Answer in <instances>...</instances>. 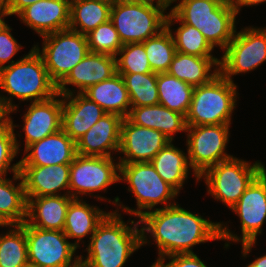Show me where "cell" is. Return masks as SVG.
Wrapping results in <instances>:
<instances>
[{"instance_id":"6da1fadb","label":"cell","mask_w":266,"mask_h":267,"mask_svg":"<svg viewBox=\"0 0 266 267\" xmlns=\"http://www.w3.org/2000/svg\"><path fill=\"white\" fill-rule=\"evenodd\" d=\"M142 225V246L149 242L147 233L158 247L157 262H165L172 254L194 253L193 246L220 240V222H212L175 204L146 212L139 220ZM147 231V232H146ZM148 240V241H147Z\"/></svg>"},{"instance_id":"7a4b0ae2","label":"cell","mask_w":266,"mask_h":267,"mask_svg":"<svg viewBox=\"0 0 266 267\" xmlns=\"http://www.w3.org/2000/svg\"><path fill=\"white\" fill-rule=\"evenodd\" d=\"M115 211V212H114ZM108 212L90 237L87 258L80 256L85 267H123L127 259L142 246L139 220L124 222L119 210ZM84 259V260H83Z\"/></svg>"},{"instance_id":"3957f363","label":"cell","mask_w":266,"mask_h":267,"mask_svg":"<svg viewBox=\"0 0 266 267\" xmlns=\"http://www.w3.org/2000/svg\"><path fill=\"white\" fill-rule=\"evenodd\" d=\"M0 88L10 95L9 98L0 95L10 113L18 107L11 97L39 102L57 94V85L50 79L44 61L34 47L22 59L0 69Z\"/></svg>"},{"instance_id":"277c9868","label":"cell","mask_w":266,"mask_h":267,"mask_svg":"<svg viewBox=\"0 0 266 267\" xmlns=\"http://www.w3.org/2000/svg\"><path fill=\"white\" fill-rule=\"evenodd\" d=\"M177 0H171V3ZM171 11L184 23L202 32L214 48L223 51L236 33L237 12L233 7L215 0H181Z\"/></svg>"},{"instance_id":"5b68a950","label":"cell","mask_w":266,"mask_h":267,"mask_svg":"<svg viewBox=\"0 0 266 267\" xmlns=\"http://www.w3.org/2000/svg\"><path fill=\"white\" fill-rule=\"evenodd\" d=\"M119 164V180L128 183V191L135 195L137 209L123 206L119 197H115L112 204L115 203L114 205L120 206L129 215L138 218H141L149 210L152 211L160 203L164 205L162 206L164 208L176 204V202L171 203L170 200H174L179 193L161 178L151 162Z\"/></svg>"},{"instance_id":"8992f818","label":"cell","mask_w":266,"mask_h":267,"mask_svg":"<svg viewBox=\"0 0 266 267\" xmlns=\"http://www.w3.org/2000/svg\"><path fill=\"white\" fill-rule=\"evenodd\" d=\"M237 86L221 73L193 89L186 115L187 126L231 124L237 99Z\"/></svg>"},{"instance_id":"52a82bcc","label":"cell","mask_w":266,"mask_h":267,"mask_svg":"<svg viewBox=\"0 0 266 267\" xmlns=\"http://www.w3.org/2000/svg\"><path fill=\"white\" fill-rule=\"evenodd\" d=\"M171 5L116 0L110 20L122 44L144 42L166 27L165 10Z\"/></svg>"},{"instance_id":"ba28073f","label":"cell","mask_w":266,"mask_h":267,"mask_svg":"<svg viewBox=\"0 0 266 267\" xmlns=\"http://www.w3.org/2000/svg\"><path fill=\"white\" fill-rule=\"evenodd\" d=\"M231 210L240 218L242 237L234 235L220 223V240L242 242V256L247 257L266 220V169L252 181Z\"/></svg>"},{"instance_id":"9c48e42d","label":"cell","mask_w":266,"mask_h":267,"mask_svg":"<svg viewBox=\"0 0 266 267\" xmlns=\"http://www.w3.org/2000/svg\"><path fill=\"white\" fill-rule=\"evenodd\" d=\"M264 169L262 162L251 165L233 157L208 168L199 179L204 177L208 193L231 209Z\"/></svg>"},{"instance_id":"30bf717a","label":"cell","mask_w":266,"mask_h":267,"mask_svg":"<svg viewBox=\"0 0 266 267\" xmlns=\"http://www.w3.org/2000/svg\"><path fill=\"white\" fill-rule=\"evenodd\" d=\"M43 37L41 55L50 79L58 85L68 73L90 52L86 35L70 28Z\"/></svg>"},{"instance_id":"8fae6325","label":"cell","mask_w":266,"mask_h":267,"mask_svg":"<svg viewBox=\"0 0 266 267\" xmlns=\"http://www.w3.org/2000/svg\"><path fill=\"white\" fill-rule=\"evenodd\" d=\"M230 124L187 126V155L197 182L208 168L233 158L225 152Z\"/></svg>"},{"instance_id":"7c38bea8","label":"cell","mask_w":266,"mask_h":267,"mask_svg":"<svg viewBox=\"0 0 266 267\" xmlns=\"http://www.w3.org/2000/svg\"><path fill=\"white\" fill-rule=\"evenodd\" d=\"M28 263L39 267H77L80 256H73L77 247L68 241L64 231L46 230L25 222Z\"/></svg>"},{"instance_id":"4fadbf2b","label":"cell","mask_w":266,"mask_h":267,"mask_svg":"<svg viewBox=\"0 0 266 267\" xmlns=\"http://www.w3.org/2000/svg\"><path fill=\"white\" fill-rule=\"evenodd\" d=\"M266 61V27H246L236 32L220 59L219 71L229 81L232 76L254 70Z\"/></svg>"},{"instance_id":"5bb4252c","label":"cell","mask_w":266,"mask_h":267,"mask_svg":"<svg viewBox=\"0 0 266 267\" xmlns=\"http://www.w3.org/2000/svg\"><path fill=\"white\" fill-rule=\"evenodd\" d=\"M114 161L113 157L77 154L70 164L68 194L73 199H79V195L105 191L111 184L120 182V164Z\"/></svg>"},{"instance_id":"9a60e30c","label":"cell","mask_w":266,"mask_h":267,"mask_svg":"<svg viewBox=\"0 0 266 267\" xmlns=\"http://www.w3.org/2000/svg\"><path fill=\"white\" fill-rule=\"evenodd\" d=\"M169 142L171 140L160 131L138 126L123 118L119 152L125 158L119 157L118 163L150 162Z\"/></svg>"},{"instance_id":"2e32d148","label":"cell","mask_w":266,"mask_h":267,"mask_svg":"<svg viewBox=\"0 0 266 267\" xmlns=\"http://www.w3.org/2000/svg\"><path fill=\"white\" fill-rule=\"evenodd\" d=\"M116 73V56L89 52L57 85V93L76 95L74 90L66 87L68 84L77 87L78 93H83L90 86L109 79Z\"/></svg>"},{"instance_id":"e0dca14e","label":"cell","mask_w":266,"mask_h":267,"mask_svg":"<svg viewBox=\"0 0 266 267\" xmlns=\"http://www.w3.org/2000/svg\"><path fill=\"white\" fill-rule=\"evenodd\" d=\"M30 104L23 116L25 149L62 129L63 95L57 93L50 99Z\"/></svg>"},{"instance_id":"ac0fdd59","label":"cell","mask_w":266,"mask_h":267,"mask_svg":"<svg viewBox=\"0 0 266 267\" xmlns=\"http://www.w3.org/2000/svg\"><path fill=\"white\" fill-rule=\"evenodd\" d=\"M122 120L120 115L104 114L76 141L77 154L112 157L111 151L119 152Z\"/></svg>"},{"instance_id":"d6986e66","label":"cell","mask_w":266,"mask_h":267,"mask_svg":"<svg viewBox=\"0 0 266 267\" xmlns=\"http://www.w3.org/2000/svg\"><path fill=\"white\" fill-rule=\"evenodd\" d=\"M28 153V154H27ZM20 166L71 164L77 155L76 142L63 129L29 145Z\"/></svg>"},{"instance_id":"ffe728a7","label":"cell","mask_w":266,"mask_h":267,"mask_svg":"<svg viewBox=\"0 0 266 267\" xmlns=\"http://www.w3.org/2000/svg\"><path fill=\"white\" fill-rule=\"evenodd\" d=\"M71 0H41L17 16L39 36L69 28Z\"/></svg>"},{"instance_id":"44dd1931","label":"cell","mask_w":266,"mask_h":267,"mask_svg":"<svg viewBox=\"0 0 266 267\" xmlns=\"http://www.w3.org/2000/svg\"><path fill=\"white\" fill-rule=\"evenodd\" d=\"M26 197L57 196L69 190L70 164L20 166Z\"/></svg>"},{"instance_id":"7402d4cb","label":"cell","mask_w":266,"mask_h":267,"mask_svg":"<svg viewBox=\"0 0 266 267\" xmlns=\"http://www.w3.org/2000/svg\"><path fill=\"white\" fill-rule=\"evenodd\" d=\"M63 98L62 129L76 142L106 112L83 93L63 95Z\"/></svg>"},{"instance_id":"603a6c76","label":"cell","mask_w":266,"mask_h":267,"mask_svg":"<svg viewBox=\"0 0 266 267\" xmlns=\"http://www.w3.org/2000/svg\"><path fill=\"white\" fill-rule=\"evenodd\" d=\"M29 226L46 230L63 231L66 212L73 198L66 194L57 196L26 197Z\"/></svg>"},{"instance_id":"cb8c5ba5","label":"cell","mask_w":266,"mask_h":267,"mask_svg":"<svg viewBox=\"0 0 266 267\" xmlns=\"http://www.w3.org/2000/svg\"><path fill=\"white\" fill-rule=\"evenodd\" d=\"M127 118L138 126L160 131L171 141H173L175 133L186 132L187 129L184 115L172 111L161 104L131 107Z\"/></svg>"},{"instance_id":"d4e9b609","label":"cell","mask_w":266,"mask_h":267,"mask_svg":"<svg viewBox=\"0 0 266 267\" xmlns=\"http://www.w3.org/2000/svg\"><path fill=\"white\" fill-rule=\"evenodd\" d=\"M91 101L97 103L106 113L127 118L131 109L128 90L119 73L109 79L90 86L83 92Z\"/></svg>"},{"instance_id":"484cf974","label":"cell","mask_w":266,"mask_h":267,"mask_svg":"<svg viewBox=\"0 0 266 267\" xmlns=\"http://www.w3.org/2000/svg\"><path fill=\"white\" fill-rule=\"evenodd\" d=\"M219 63L220 58L217 57H198L176 52L167 73L196 87L210 82L220 73Z\"/></svg>"},{"instance_id":"4316f807","label":"cell","mask_w":266,"mask_h":267,"mask_svg":"<svg viewBox=\"0 0 266 267\" xmlns=\"http://www.w3.org/2000/svg\"><path fill=\"white\" fill-rule=\"evenodd\" d=\"M13 180L21 181L15 186ZM26 218L27 199L20 172L14 173L12 180L0 177V225H20Z\"/></svg>"},{"instance_id":"83f0119b","label":"cell","mask_w":266,"mask_h":267,"mask_svg":"<svg viewBox=\"0 0 266 267\" xmlns=\"http://www.w3.org/2000/svg\"><path fill=\"white\" fill-rule=\"evenodd\" d=\"M96 206H90L81 199H73L66 212L64 233L68 239L76 238L74 245L78 248L79 241L84 237L94 234L99 223L107 215Z\"/></svg>"},{"instance_id":"f1b7e54d","label":"cell","mask_w":266,"mask_h":267,"mask_svg":"<svg viewBox=\"0 0 266 267\" xmlns=\"http://www.w3.org/2000/svg\"><path fill=\"white\" fill-rule=\"evenodd\" d=\"M150 162L161 178L179 193L191 168L188 155L171 141Z\"/></svg>"},{"instance_id":"f546056e","label":"cell","mask_w":266,"mask_h":267,"mask_svg":"<svg viewBox=\"0 0 266 267\" xmlns=\"http://www.w3.org/2000/svg\"><path fill=\"white\" fill-rule=\"evenodd\" d=\"M111 8V3L103 1L71 0L69 28L86 35L110 20Z\"/></svg>"},{"instance_id":"4dcf8cb0","label":"cell","mask_w":266,"mask_h":267,"mask_svg":"<svg viewBox=\"0 0 266 267\" xmlns=\"http://www.w3.org/2000/svg\"><path fill=\"white\" fill-rule=\"evenodd\" d=\"M159 104L186 117L194 87L165 73H157Z\"/></svg>"},{"instance_id":"1f68e13d","label":"cell","mask_w":266,"mask_h":267,"mask_svg":"<svg viewBox=\"0 0 266 267\" xmlns=\"http://www.w3.org/2000/svg\"><path fill=\"white\" fill-rule=\"evenodd\" d=\"M179 21L180 26L173 32L170 29L173 22ZM166 27L171 31L176 51L182 54L198 57H213V47L209 44L202 32L197 28L184 24L172 11L167 13Z\"/></svg>"},{"instance_id":"d6a6232c","label":"cell","mask_w":266,"mask_h":267,"mask_svg":"<svg viewBox=\"0 0 266 267\" xmlns=\"http://www.w3.org/2000/svg\"><path fill=\"white\" fill-rule=\"evenodd\" d=\"M128 90L131 107L159 104L157 73H119Z\"/></svg>"},{"instance_id":"836d02e7","label":"cell","mask_w":266,"mask_h":267,"mask_svg":"<svg viewBox=\"0 0 266 267\" xmlns=\"http://www.w3.org/2000/svg\"><path fill=\"white\" fill-rule=\"evenodd\" d=\"M0 234V267H25L28 264L25 222Z\"/></svg>"},{"instance_id":"e575fe53","label":"cell","mask_w":266,"mask_h":267,"mask_svg":"<svg viewBox=\"0 0 266 267\" xmlns=\"http://www.w3.org/2000/svg\"><path fill=\"white\" fill-rule=\"evenodd\" d=\"M142 43L152 72H167L177 52L171 31L165 27L157 35Z\"/></svg>"},{"instance_id":"d590c367","label":"cell","mask_w":266,"mask_h":267,"mask_svg":"<svg viewBox=\"0 0 266 267\" xmlns=\"http://www.w3.org/2000/svg\"><path fill=\"white\" fill-rule=\"evenodd\" d=\"M86 38L91 53L117 56L123 46L111 20L90 31L86 34Z\"/></svg>"},{"instance_id":"8d00e7d4","label":"cell","mask_w":266,"mask_h":267,"mask_svg":"<svg viewBox=\"0 0 266 267\" xmlns=\"http://www.w3.org/2000/svg\"><path fill=\"white\" fill-rule=\"evenodd\" d=\"M120 55V57H117ZM116 56L117 73H151L142 42L123 44Z\"/></svg>"},{"instance_id":"74e56055","label":"cell","mask_w":266,"mask_h":267,"mask_svg":"<svg viewBox=\"0 0 266 267\" xmlns=\"http://www.w3.org/2000/svg\"><path fill=\"white\" fill-rule=\"evenodd\" d=\"M17 127L10 119V124L0 130V177L7 175V172L19 173L20 162L10 166L11 162L17 156L19 149L18 140L14 134V128Z\"/></svg>"},{"instance_id":"f35d334b","label":"cell","mask_w":266,"mask_h":267,"mask_svg":"<svg viewBox=\"0 0 266 267\" xmlns=\"http://www.w3.org/2000/svg\"><path fill=\"white\" fill-rule=\"evenodd\" d=\"M11 30L12 29L7 26L0 32V69L16 62L14 60L11 61V58H13L22 47L12 36ZM6 63H8V65H5Z\"/></svg>"},{"instance_id":"ab89813d","label":"cell","mask_w":266,"mask_h":267,"mask_svg":"<svg viewBox=\"0 0 266 267\" xmlns=\"http://www.w3.org/2000/svg\"><path fill=\"white\" fill-rule=\"evenodd\" d=\"M166 257L169 262H157L160 267H207L195 253L172 254Z\"/></svg>"},{"instance_id":"60d3db41","label":"cell","mask_w":266,"mask_h":267,"mask_svg":"<svg viewBox=\"0 0 266 267\" xmlns=\"http://www.w3.org/2000/svg\"><path fill=\"white\" fill-rule=\"evenodd\" d=\"M39 1L41 0H6L4 5L12 16L14 14L18 15L23 9Z\"/></svg>"},{"instance_id":"b9f144b4","label":"cell","mask_w":266,"mask_h":267,"mask_svg":"<svg viewBox=\"0 0 266 267\" xmlns=\"http://www.w3.org/2000/svg\"><path fill=\"white\" fill-rule=\"evenodd\" d=\"M10 109L0 99V130L6 128L10 124Z\"/></svg>"},{"instance_id":"7bdbcfd3","label":"cell","mask_w":266,"mask_h":267,"mask_svg":"<svg viewBox=\"0 0 266 267\" xmlns=\"http://www.w3.org/2000/svg\"><path fill=\"white\" fill-rule=\"evenodd\" d=\"M263 2H266V0H236L234 9L236 10L238 14L241 7L243 6H254V5H259Z\"/></svg>"},{"instance_id":"ee69618b","label":"cell","mask_w":266,"mask_h":267,"mask_svg":"<svg viewBox=\"0 0 266 267\" xmlns=\"http://www.w3.org/2000/svg\"><path fill=\"white\" fill-rule=\"evenodd\" d=\"M6 16H11L7 11L4 3H0V32L8 26L3 20Z\"/></svg>"},{"instance_id":"f6af8a7d","label":"cell","mask_w":266,"mask_h":267,"mask_svg":"<svg viewBox=\"0 0 266 267\" xmlns=\"http://www.w3.org/2000/svg\"><path fill=\"white\" fill-rule=\"evenodd\" d=\"M246 267H266V255L255 258V260Z\"/></svg>"},{"instance_id":"bcb514c9","label":"cell","mask_w":266,"mask_h":267,"mask_svg":"<svg viewBox=\"0 0 266 267\" xmlns=\"http://www.w3.org/2000/svg\"><path fill=\"white\" fill-rule=\"evenodd\" d=\"M126 1H135V2H146L154 4L155 0H126ZM171 0H156V5H171Z\"/></svg>"},{"instance_id":"7dc6e473","label":"cell","mask_w":266,"mask_h":267,"mask_svg":"<svg viewBox=\"0 0 266 267\" xmlns=\"http://www.w3.org/2000/svg\"><path fill=\"white\" fill-rule=\"evenodd\" d=\"M215 1H217L220 4H224V5L233 7V8H234L235 2H236V0H215Z\"/></svg>"},{"instance_id":"c3c4849f","label":"cell","mask_w":266,"mask_h":267,"mask_svg":"<svg viewBox=\"0 0 266 267\" xmlns=\"http://www.w3.org/2000/svg\"><path fill=\"white\" fill-rule=\"evenodd\" d=\"M98 1H103V2H106V3L113 4L116 0H98Z\"/></svg>"},{"instance_id":"681fc988","label":"cell","mask_w":266,"mask_h":267,"mask_svg":"<svg viewBox=\"0 0 266 267\" xmlns=\"http://www.w3.org/2000/svg\"><path fill=\"white\" fill-rule=\"evenodd\" d=\"M150 267H160L158 263L154 262Z\"/></svg>"},{"instance_id":"f907efd6","label":"cell","mask_w":266,"mask_h":267,"mask_svg":"<svg viewBox=\"0 0 266 267\" xmlns=\"http://www.w3.org/2000/svg\"><path fill=\"white\" fill-rule=\"evenodd\" d=\"M25 267H39V266H35V265H32V264H27Z\"/></svg>"},{"instance_id":"816d5d0a","label":"cell","mask_w":266,"mask_h":267,"mask_svg":"<svg viewBox=\"0 0 266 267\" xmlns=\"http://www.w3.org/2000/svg\"><path fill=\"white\" fill-rule=\"evenodd\" d=\"M6 2V0H0V3H5Z\"/></svg>"}]
</instances>
